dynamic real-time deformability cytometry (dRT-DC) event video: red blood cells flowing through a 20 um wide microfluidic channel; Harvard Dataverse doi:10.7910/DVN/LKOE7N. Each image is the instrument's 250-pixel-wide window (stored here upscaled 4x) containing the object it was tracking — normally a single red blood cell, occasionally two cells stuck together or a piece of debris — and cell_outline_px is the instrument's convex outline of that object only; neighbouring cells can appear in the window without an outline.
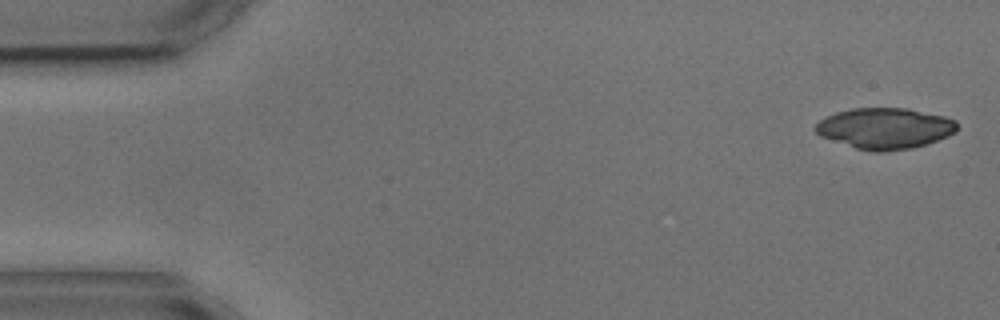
{"species": "common noctule bat (a hibernating species)", "species_latin": "Nyctalus noctula", "temperature_condition": "cold", "stored_images_in_passage": 4, "camera_frame_rate_fps": 3000, "um_per_image_px": 0.085, "animal": {"sex": "male", "body_mass_g": 17.9, "forearm_length_mm": 54.2}, "frame": {"image": 1, "passage_image": 1, "time_ms": 0.0, "image_size_px": [1000, 320], "cell_outline_px": [[956, 132], [948, 136], [928, 144], [912, 148], [884, 152], [872, 152], [856, 148], [820, 136], [812, 128], [820, 120], [836, 112], [852, 108], [908, 108], [944, 116], [956, 120]], "centroid_in_image_um": [75.22, 10.91], "position_along_channel_um": 9.8, "area_um2": 33.93}}